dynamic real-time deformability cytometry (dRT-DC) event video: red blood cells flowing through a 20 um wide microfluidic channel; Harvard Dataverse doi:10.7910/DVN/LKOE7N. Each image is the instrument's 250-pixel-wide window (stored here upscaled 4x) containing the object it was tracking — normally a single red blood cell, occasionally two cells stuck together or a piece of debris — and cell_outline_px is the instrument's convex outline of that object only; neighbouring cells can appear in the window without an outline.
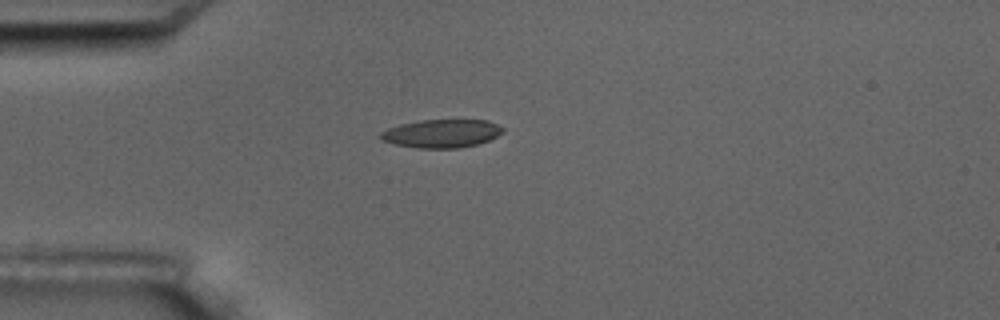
{"species": "common noctule bat (a hibernating species)", "species_latin": "Nyctalus noctula", "temperature_condition": "room temperature", "stored_images_in_passage": 5, "camera_frame_rate_fps": 3000, "um_per_image_px": 0.085, "animal": {"sex": "male", "body_mass_g": 17.5, "forearm_length_mm": 52.3}, "frame": {"image": 1, "passage_image": 1, "time_ms": 0.0, "image_size_px": [1000, 320], "cell_outline_px": [[504, 132], [488, 140], [476, 144], [456, 148], [416, 148], [396, 144], [380, 140], [380, 132], [388, 128], [400, 124], [420, 120], [488, 120], [504, 128]], "centroid_in_image_um": [37.52, 11.34], "position_along_channel_um": 47.5, "area_um2": 20.06}}
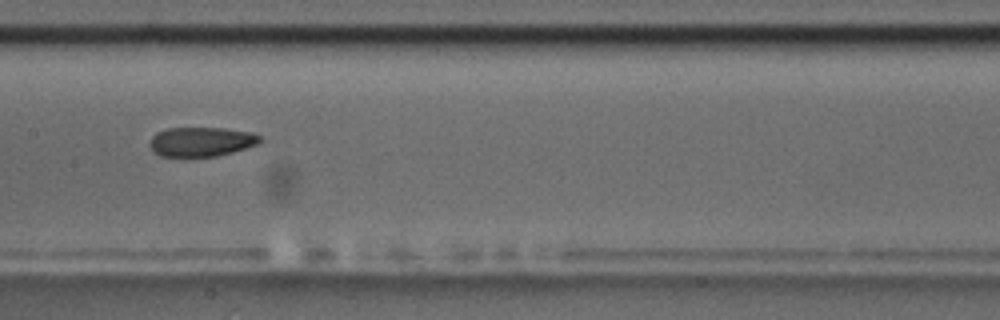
{"frame": {"image": 2, "passage_image": 5, "time_ms": 4.333, "image_size_px": [1000, 320], "cell_outline_px": [[264, 140], [260, 144], [232, 152], [216, 156], [160, 156], [148, 144], [152, 136], [156, 132], [168, 128], [224, 128], [252, 132], [260, 136]], "centroid_in_image_um": [17.15, 12.03], "position_along_channel_um": 190.2, "area_um2": 18.96}}